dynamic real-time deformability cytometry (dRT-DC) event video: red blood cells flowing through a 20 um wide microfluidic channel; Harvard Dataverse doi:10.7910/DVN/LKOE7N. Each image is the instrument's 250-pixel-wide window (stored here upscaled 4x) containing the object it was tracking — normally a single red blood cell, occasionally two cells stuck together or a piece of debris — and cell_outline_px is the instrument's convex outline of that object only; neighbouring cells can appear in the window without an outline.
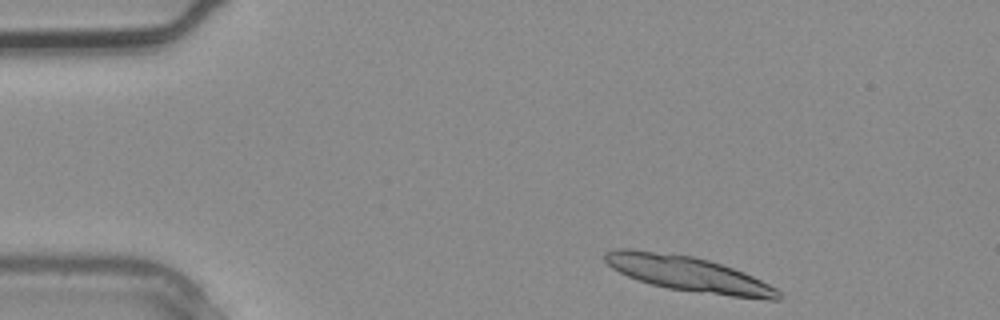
{"species": "common noctule bat (a hibernating species)", "species_latin": "Nyctalus noctula", "temperature_condition": "warm", "stored_images_in_passage": 3, "camera_frame_rate_fps": 3000, "um_per_image_px": 0.085, "animal": {"sex": "male", "body_mass_g": 20.4}, "frame": {"image": 1, "passage_image": 1, "time_ms": 0.0, "image_size_px": [1000, 320], "cell_outline_px": [[780, 300], [768, 300], [732, 296], [668, 288], [652, 284], [628, 276], [612, 268], [604, 260], [604, 252], [612, 248], [632, 248], [692, 256], [708, 260], [744, 272], [776, 288], [780, 292]], "centroid_in_image_um": [58.47, 23.26], "position_along_channel_um": 26.5, "area_um2": 35.2}}